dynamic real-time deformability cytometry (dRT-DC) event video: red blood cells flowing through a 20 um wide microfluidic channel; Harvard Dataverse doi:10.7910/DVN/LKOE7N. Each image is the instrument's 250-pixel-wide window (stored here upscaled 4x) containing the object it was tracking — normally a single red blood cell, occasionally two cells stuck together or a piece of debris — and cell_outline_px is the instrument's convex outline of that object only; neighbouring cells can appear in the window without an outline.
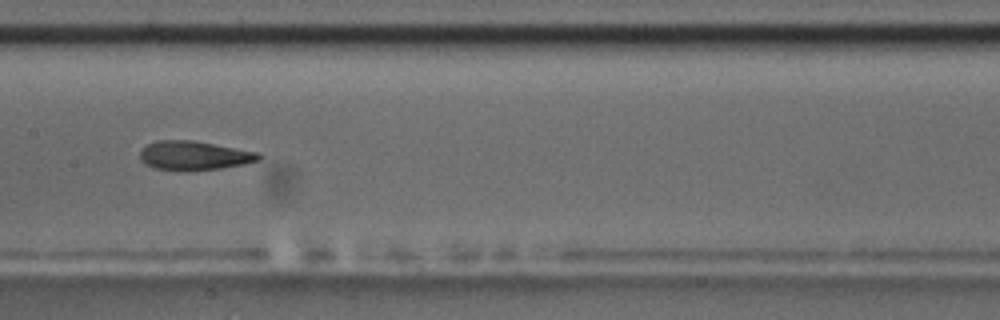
{"species": "common noctule bat (a hibernating species)", "species_latin": "Nyctalus noctula", "temperature_condition": "room temperature", "stored_images_in_passage": 9, "camera_frame_rate_fps": 3000, "um_per_image_px": 0.085, "animal": {"sex": "male", "body_mass_g": 17.5, "forearm_length_mm": 52.3}, "frame": {"image": 1, "passage_image": 7, "time_ms": 7.333, "image_size_px": [1000, 320], "cell_outline_px": [[264, 156], [260, 160], [244, 164], [220, 168], [192, 172], [180, 172], [156, 168], [140, 160], [140, 152], [148, 144], [156, 140], [192, 140], [260, 152]], "centroid_in_image_um": [16.55, 13.24], "position_along_channel_um": 190.9, "area_um2": 20.46}}